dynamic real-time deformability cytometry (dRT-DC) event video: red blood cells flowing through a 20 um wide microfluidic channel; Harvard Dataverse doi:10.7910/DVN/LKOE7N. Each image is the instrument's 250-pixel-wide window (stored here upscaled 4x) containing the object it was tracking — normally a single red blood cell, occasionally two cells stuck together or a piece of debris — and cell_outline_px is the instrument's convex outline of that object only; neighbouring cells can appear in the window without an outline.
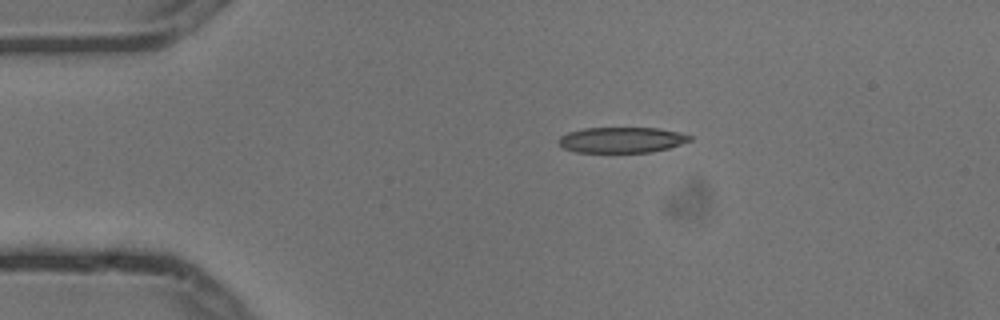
{"species": "common noctule bat (a hibernating species)", "species_latin": "Nyctalus noctula", "temperature_condition": "cold", "stored_images_in_passage": 4, "camera_frame_rate_fps": 3000, "um_per_image_px": 0.085, "animal": {"sex": "male", "body_mass_g": 13.3}, "frame": {"image": 1, "passage_image": 1, "time_ms": 0.0, "image_size_px": [1000, 320], "cell_outline_px": [[692, 140], [668, 148], [652, 152], [576, 152], [564, 148], [556, 140], [560, 136], [568, 132], [584, 128], [660, 128], [680, 132], [692, 136]], "centroid_in_image_um": [52.85, 11.89], "position_along_channel_um": 32.2, "area_um2": 19.65}}
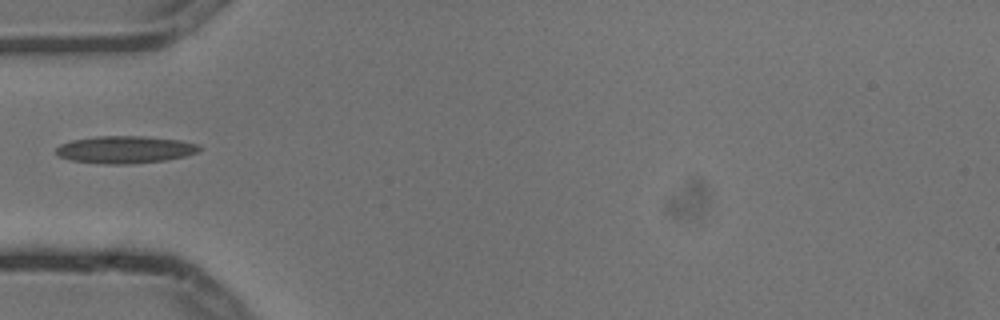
{"frame": {"image": 2, "passage_image": 3, "time_ms": 0.667, "image_size_px": [1000, 320], "cell_outline_px": [[200, 152], [184, 156], [164, 160], [128, 164], [104, 164], [72, 160], [60, 156], [56, 152], [56, 148], [60, 144], [72, 140], [96, 136], [144, 136], [180, 140], [200, 144]], "centroid_in_image_um": [10.66, 12.71], "position_along_channel_um": 74.3, "area_um2": 22.77}}
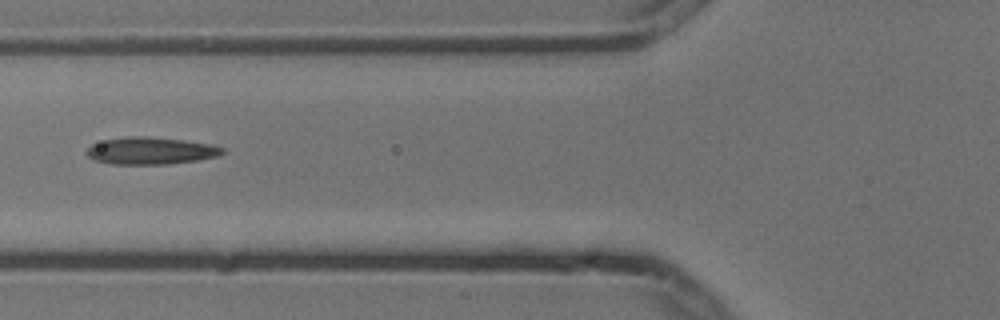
{"frame": {"image": 3, "passage_image": 4, "time_ms": 1.0, "image_size_px": [1000, 320], "cell_outline_px": [[224, 152], [220, 156], [196, 160], [168, 164], [112, 164], [92, 160], [84, 152], [92, 144], [104, 140], [128, 136], [148, 136], [184, 140], [212, 144], [224, 148]], "centroid_in_image_um": [12.8, 12.81], "position_along_channel_um": 113.0, "area_um2": 21.68}}